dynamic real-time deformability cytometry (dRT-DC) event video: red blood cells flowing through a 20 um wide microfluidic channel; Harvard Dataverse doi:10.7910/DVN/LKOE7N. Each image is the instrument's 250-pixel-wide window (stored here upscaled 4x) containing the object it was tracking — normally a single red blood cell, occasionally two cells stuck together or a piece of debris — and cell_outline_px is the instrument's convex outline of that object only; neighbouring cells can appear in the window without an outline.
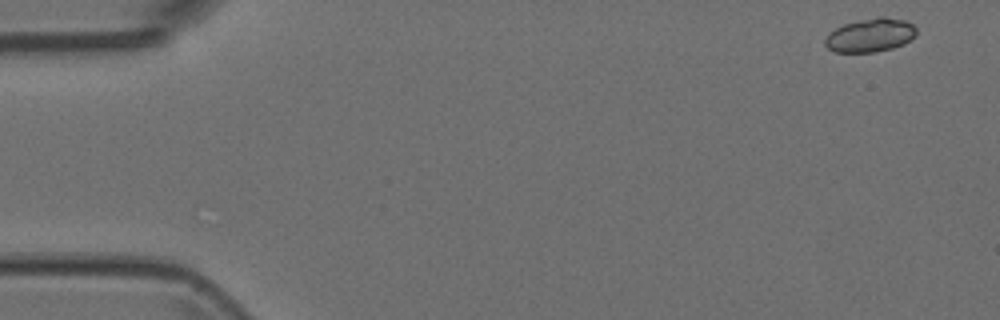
{"species": "Egyptian fruit bat (a non-hibernating species)", "species_latin": "Rousettus aegyptiacus", "temperature_condition": "room temperature", "stored_images_in_passage": 4, "camera_frame_rate_fps": 3000, "um_per_image_px": 0.085, "animal": {"sex": "female"}, "frame": {"image": 1, "passage_image": 1, "time_ms": 0.0, "image_size_px": [1000, 320], "cell_outline_px": [[916, 36], [904, 44], [892, 48], [872, 52], [836, 52], [828, 48], [824, 44], [824, 40], [828, 32], [844, 24], [860, 20], [880, 16], [884, 16], [904, 20], [912, 24], [916, 28]], "centroid_in_image_um": [73.97, 2.99], "position_along_channel_um": 11.0, "area_um2": 17.92}}